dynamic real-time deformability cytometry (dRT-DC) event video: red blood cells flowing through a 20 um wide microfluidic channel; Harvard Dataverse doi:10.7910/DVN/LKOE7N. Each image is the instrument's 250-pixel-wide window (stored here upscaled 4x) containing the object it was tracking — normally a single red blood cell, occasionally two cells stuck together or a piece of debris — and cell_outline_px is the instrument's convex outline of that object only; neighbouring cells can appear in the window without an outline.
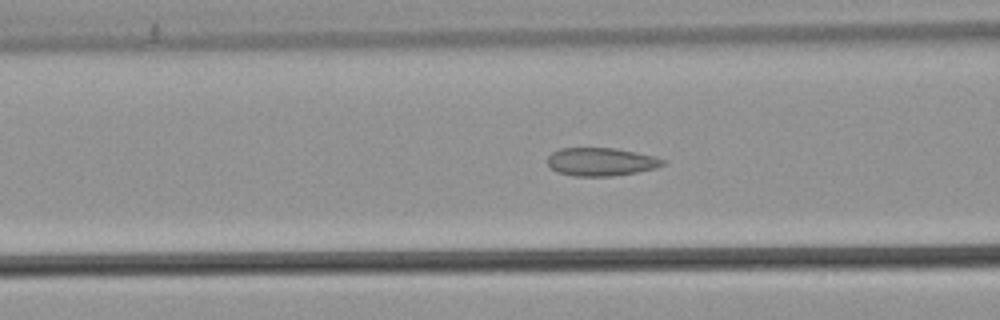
{"species": "common noctule bat (a hibernating species)", "species_latin": "Nyctalus noctula", "temperature_condition": "warm", "stored_images_in_passage": 31, "camera_frame_rate_fps": 3000, "um_per_image_px": 0.085, "animal": {"sex": "male", "body_mass_g": 21.5, "forearm_length_mm": 52.0}, "frame": {"image": 1, "passage_image": 8, "time_ms": 2.333, "image_size_px": [1000, 320], "cell_outline_px": [[664, 164], [656, 168], [636, 172], [612, 176], [576, 176], [556, 172], [548, 164], [548, 156], [552, 152], [560, 148], [616, 148], [652, 156], [664, 160]], "centroid_in_image_um": [51.05, 13.75], "position_along_channel_um": 115.6, "area_um2": 18.73}}
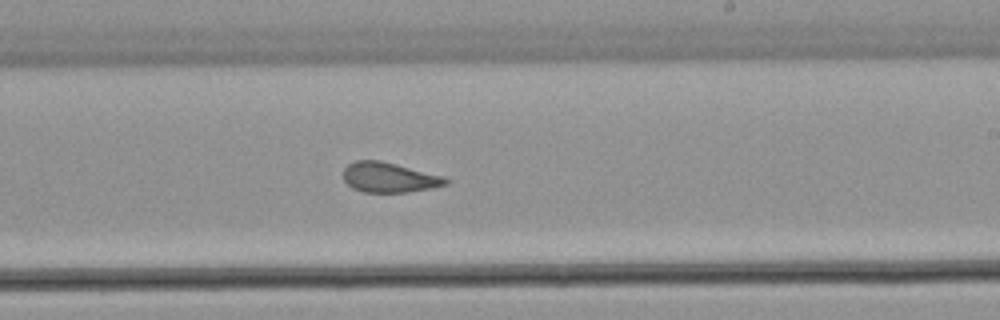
{"frame": {"image": 2, "passage_image": 19, "time_ms": 6.0, "image_size_px": [1000, 320], "cell_outline_px": [[448, 184], [432, 188], [408, 192], [364, 192], [352, 188], [344, 180], [344, 168], [348, 164], [356, 160], [380, 160], [444, 176], [448, 180]], "centroid_in_image_um": [33.08, 15.08], "position_along_channel_um": 255.9, "area_um2": 17.86}}
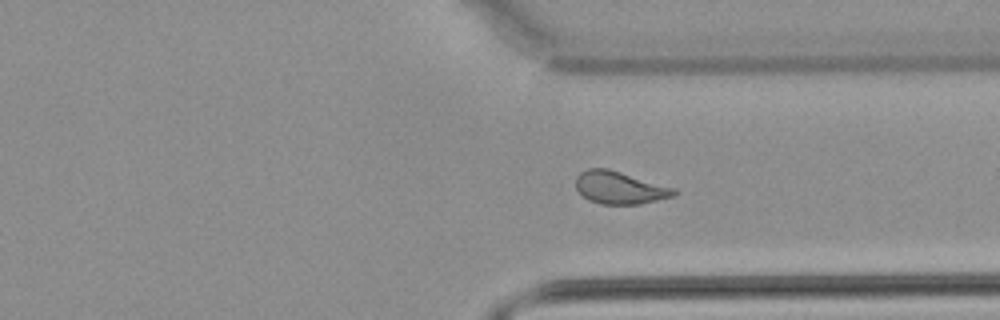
{"frame": {"image": 3, "passage_image": 27, "time_ms": 8.667, "image_size_px": [1000, 320], "cell_outline_px": [[680, 192], [672, 196], [640, 204], [600, 204], [588, 200], [576, 188], [576, 176], [580, 172], [588, 168], [608, 168], [676, 188]], "centroid_in_image_um": [52.68, 15.94], "position_along_channel_um": 358.7, "area_um2": 18.67}}